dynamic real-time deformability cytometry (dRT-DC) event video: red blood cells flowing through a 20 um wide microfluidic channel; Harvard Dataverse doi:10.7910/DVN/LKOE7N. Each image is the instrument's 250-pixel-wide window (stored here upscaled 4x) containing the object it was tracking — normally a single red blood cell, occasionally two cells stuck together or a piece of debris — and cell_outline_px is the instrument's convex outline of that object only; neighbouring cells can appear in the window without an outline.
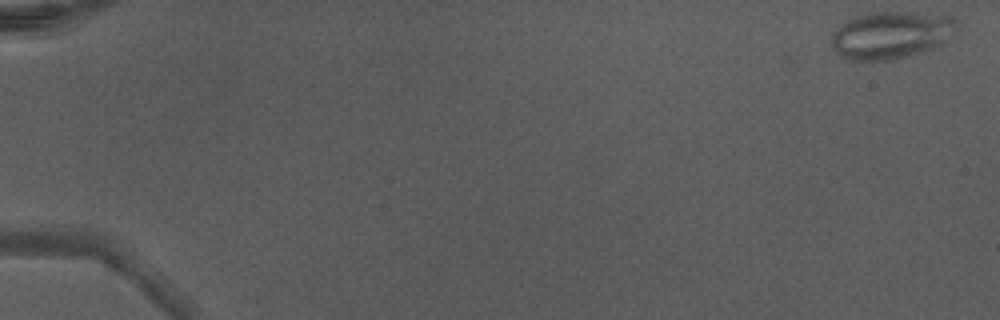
{"species": "Egyptian fruit bat (a non-hibernating species)", "species_latin": "Rousettus aegyptiacus", "temperature_condition": "warm", "stored_images_in_passage": 49, "camera_frame_rate_fps": 3000, "um_per_image_px": 0.085, "animal": {"sex": "male"}, "frame": {"image": 1, "passage_image": 1, "time_ms": 0.0, "image_size_px": [1000, 320], "cell_outline_px": [[960, 28], [944, 44], [924, 52], [892, 60], [848, 60], [840, 56], [832, 44], [832, 32], [852, 16], [868, 12], [904, 12], [952, 16], [956, 20]], "centroid_in_image_um": [75.79, 2.97], "position_along_channel_um": 9.2, "area_um2": 35.08}}
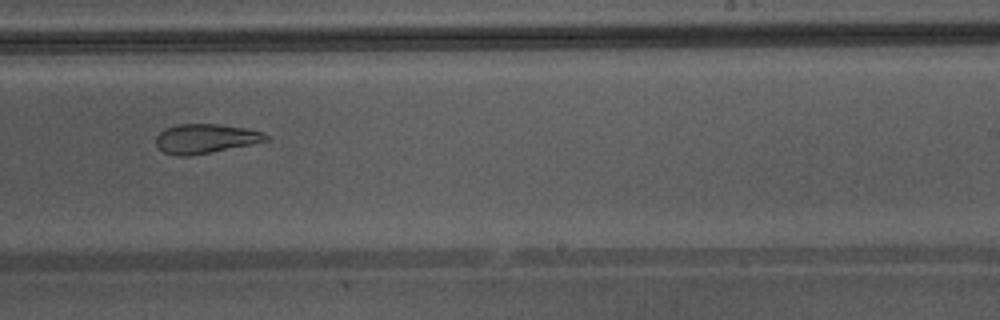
{"frame": {"image": 2, "passage_image": 32, "time_ms": 10.333, "image_size_px": [1000, 320], "cell_outline_px": [[272, 140], [252, 144], [188, 156], [176, 156], [164, 152], [156, 144], [156, 136], [164, 128], [176, 124], [220, 124], [244, 128], [264, 132]], "centroid_in_image_um": [17.47, 11.77], "position_along_channel_um": 271.5, "area_um2": 18.84}}
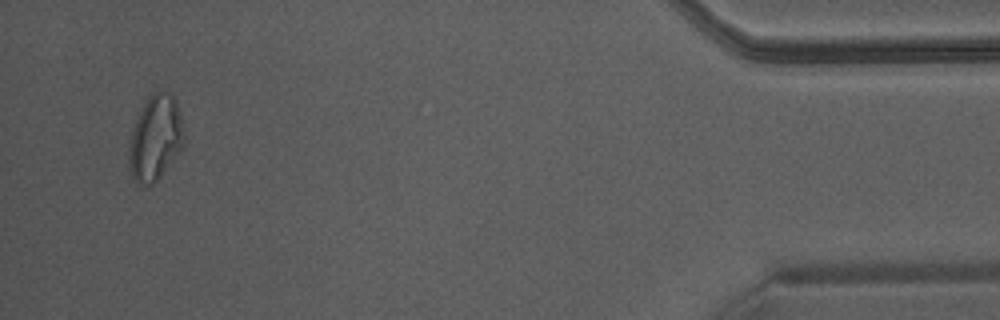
{"frame": {"image": 3, "passage_image": 47, "time_ms": 15.333, "image_size_px": [1000, 320], "cell_outline_px": [[184, 144], [180, 152], [160, 176], [152, 184], [140, 184], [132, 176], [128, 168], [128, 144], [132, 128], [148, 96], [152, 92], [172, 92], [176, 100], [180, 116], [184, 136]], "centroid_in_image_um": [13.19, 11.72], "position_along_channel_um": 422.0, "area_um2": 27.28}, "authors_computed_cell_mechanics": {"area_um2": 25.5476, "velocity_mm_per_s": 4.3598, "shape_relaxation_time_tau1_ms": null, "shape_relaxation_time_tau2_ms": 3.5262, "deformation_change_tau1": null, "deformation_change_tau2": 0.1113}}